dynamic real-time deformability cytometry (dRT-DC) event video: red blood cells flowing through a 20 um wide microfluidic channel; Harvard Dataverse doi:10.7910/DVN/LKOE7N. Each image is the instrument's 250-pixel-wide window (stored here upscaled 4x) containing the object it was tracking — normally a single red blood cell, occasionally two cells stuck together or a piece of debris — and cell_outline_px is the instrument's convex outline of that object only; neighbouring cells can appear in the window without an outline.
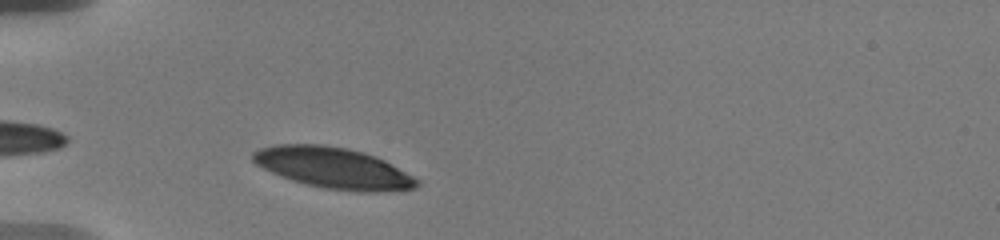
{"species": "human", "species_latin": "Homo sapiens", "temperature_condition": "warm", "stored_images_in_passage": 50, "camera_frame_rate_fps": 3000, "um_per_image_px": 0.085, "donor": {"sex": "male"}, "frame": {"image": 1, "passage_image": 3, "time_ms": 0.667, "image_size_px": [1000, 240], "cell_outline_px": [[420, 184], [416, 188], [376, 192], [360, 192], [324, 188], [292, 180], [280, 176], [256, 164], [252, 160], [252, 152], [260, 148], [276, 144], [320, 144], [348, 148], [364, 152], [376, 156], [384, 160], [420, 180]], "centroid_in_image_um": [28.34, 14.27], "position_along_channel_um": 56.7, "area_um2": 39.13}}
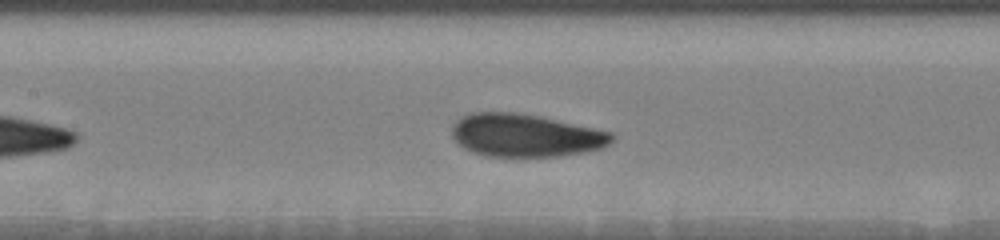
{"frame": {"image": 2, "passage_image": 15, "time_ms": 4.0, "image_size_px": [1000, 240], "cell_outline_px": [[612, 140], [608, 144], [600, 148], [584, 152], [560, 156], [484, 156], [472, 152], [464, 148], [452, 136], [452, 128], [456, 120], [460, 116], [472, 112], [516, 112], [536, 116], [612, 132]], "centroid_in_image_um": [44.6, 11.51], "position_along_channel_um": 162.8, "area_um2": 39.54}}
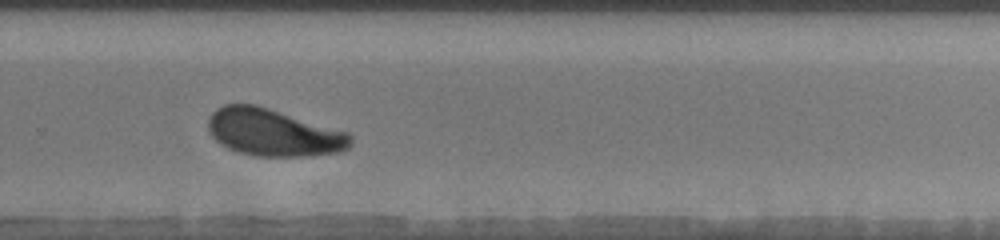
{"frame": {"image": 3, "passage_image": 28, "time_ms": 8.0, "image_size_px": [1000, 240], "cell_outline_px": [[352, 144], [348, 148], [340, 152], [312, 156], [256, 156], [240, 152], [228, 148], [220, 144], [208, 132], [208, 120], [212, 112], [216, 108], [224, 104], [256, 104], [348, 132], [352, 136]], "centroid_in_image_um": [23.24, 11.26], "position_along_channel_um": 306.6, "area_um2": 39.36}, "authors_computed_cell_mechanics": {"area_um2": 39.015, "velocity_mm_per_s": 3.6051, "shape_relaxation_time_tau1_ms": 2.363, "shape_relaxation_time_tau2_ms": null, "deformation_change_tau1": 0.131, "deformation_change_tau2": null}}